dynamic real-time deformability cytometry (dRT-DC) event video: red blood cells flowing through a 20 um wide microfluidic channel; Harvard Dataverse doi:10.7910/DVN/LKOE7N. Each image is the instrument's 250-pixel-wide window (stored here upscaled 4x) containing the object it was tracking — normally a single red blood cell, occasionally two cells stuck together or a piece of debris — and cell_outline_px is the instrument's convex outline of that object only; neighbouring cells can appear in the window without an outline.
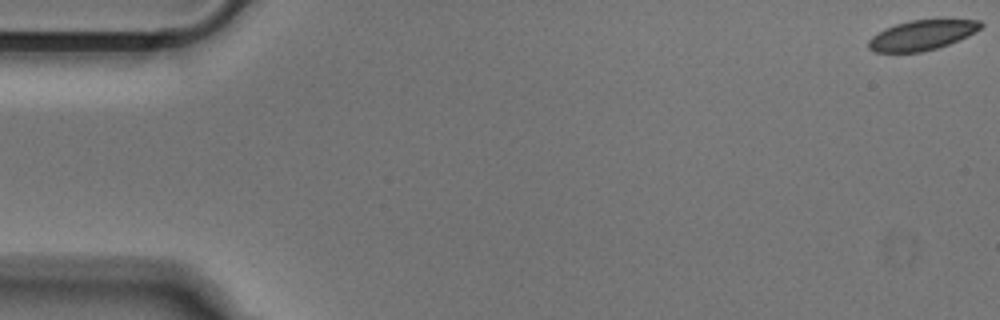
{"species": "Egyptian fruit bat (a non-hibernating species)", "species_latin": "Rousettus aegyptiacus", "temperature_condition": "cold", "stored_images_in_passage": 14, "camera_frame_rate_fps": 3000, "um_per_image_px": 0.085, "animal": {"sex": "male"}, "frame": {"image": 1, "passage_image": 1, "time_ms": 0.0, "image_size_px": [1000, 320], "cell_outline_px": [[984, 24], [976, 32], [968, 36], [948, 44], [936, 48], [920, 52], [876, 52], [868, 48], [868, 40], [872, 36], [884, 28], [896, 24], [912, 20], [980, 20]], "centroid_in_image_um": [78.35, 2.99], "position_along_channel_um": 6.7, "area_um2": 19.42}}
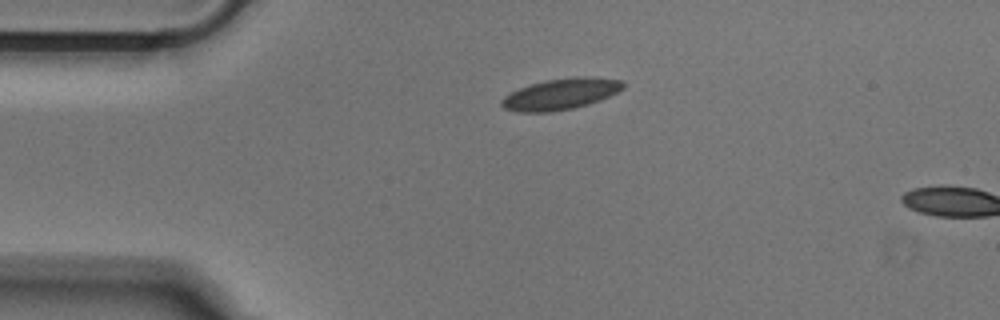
{"frame": {"image": 2, "passage_image": 12, "time_ms": 3.667, "image_size_px": [1000, 320], "cell_outline_px": [[624, 88], [600, 100], [588, 104], [572, 108], [552, 112], [516, 112], [504, 108], [500, 104], [500, 100], [504, 96], [520, 88], [532, 84], [548, 80], [576, 76], [588, 76], [624, 80]], "centroid_in_image_um": [47.66, 7.99], "position_along_channel_um": 37.3, "area_um2": 21.96}}